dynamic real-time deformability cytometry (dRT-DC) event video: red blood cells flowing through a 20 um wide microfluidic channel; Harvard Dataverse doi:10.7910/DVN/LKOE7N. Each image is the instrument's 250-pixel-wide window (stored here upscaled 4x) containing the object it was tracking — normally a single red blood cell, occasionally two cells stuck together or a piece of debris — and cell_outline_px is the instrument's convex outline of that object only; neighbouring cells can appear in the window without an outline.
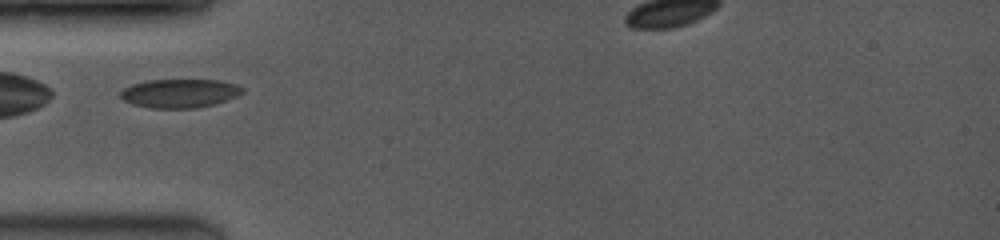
{"species": "common noctule bat (a hibernating species)", "species_latin": "Nyctalus noctula", "temperature_condition": "room temperature", "stored_images_in_passage": 3, "camera_frame_rate_fps": 3500, "um_per_image_px": 0.085, "animal": {"sex": "female", "body_mass_g": 19.0, "forearm_length_mm": 53.3}, "frame": {"image": 1, "passage_image": 1, "time_ms": 0.0, "image_size_px": [1000, 240], "cell_outline_px": [[244, 92], [236, 96], [216, 104], [196, 108], [148, 108], [132, 104], [124, 100], [120, 96], [120, 92], [124, 88], [132, 84], [148, 80], [220, 80], [236, 84], [244, 88]], "centroid_in_image_um": [15.28, 7.93], "position_along_channel_um": 69.7, "area_um2": 20.52}}